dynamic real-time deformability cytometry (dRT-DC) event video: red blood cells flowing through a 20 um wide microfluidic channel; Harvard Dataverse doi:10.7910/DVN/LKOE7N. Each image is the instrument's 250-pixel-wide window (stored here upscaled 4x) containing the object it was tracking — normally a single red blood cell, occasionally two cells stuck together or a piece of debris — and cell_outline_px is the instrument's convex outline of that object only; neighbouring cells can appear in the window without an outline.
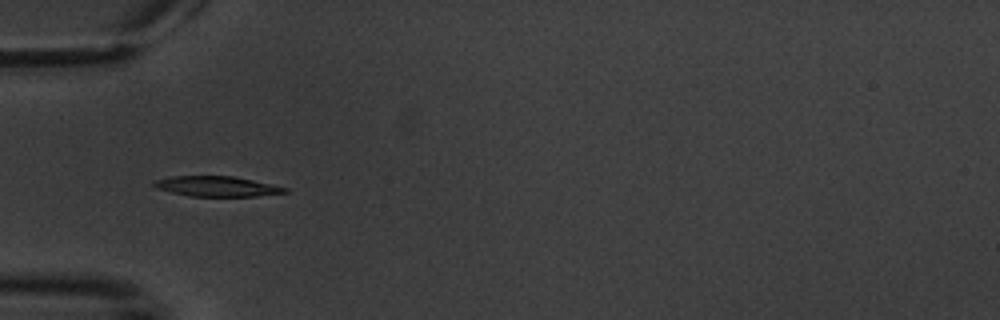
{"species": "common noctule bat (a hibernating species)", "species_latin": "Nyctalus noctula", "temperature_condition": "warm", "stored_images_in_passage": 6, "camera_frame_rate_fps": 3000, "um_per_image_px": 0.085, "animal": {"sex": "male", "body_mass_g": 20.1, "forearm_length_mm": 53.5}, "frame": {"image": 1, "passage_image": 3, "time_ms": 2.333, "image_size_px": [1000, 320], "cell_outline_px": [[288, 192], [256, 196], [188, 196], [156, 188], [152, 184], [152, 180], [172, 176], [236, 176], [288, 188]], "centroid_in_image_um": [18.4, 15.83], "position_along_channel_um": 66.6, "area_um2": 15.43}}
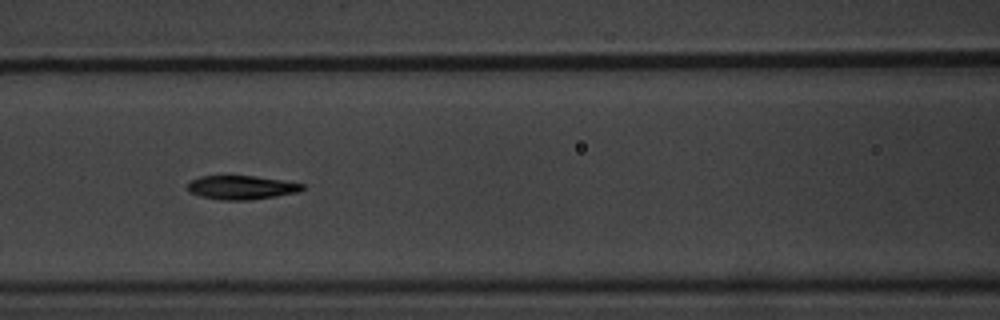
{"frame": {"image": 2, "passage_image": 5, "time_ms": 4.667, "image_size_px": [1000, 320], "cell_outline_px": [[304, 188], [296, 192], [276, 196], [248, 200], [224, 200], [200, 196], [192, 192], [188, 188], [188, 184], [192, 180], [200, 176], [256, 176], [304, 184]], "centroid_in_image_um": [20.52, 15.93], "position_along_channel_um": 146.1, "area_um2": 15.61}}
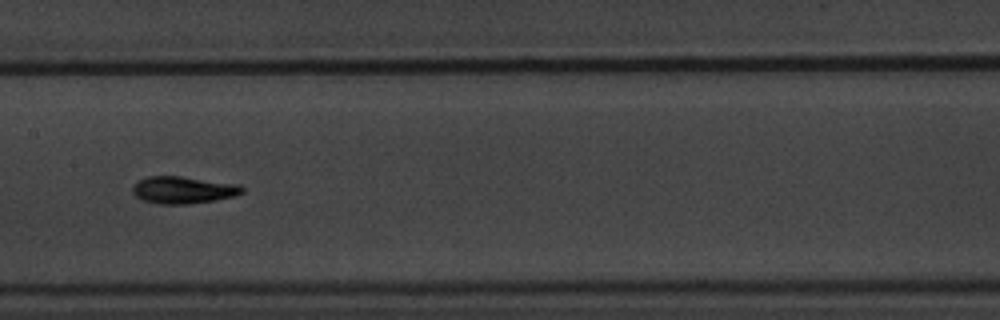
{"frame": {"image": 3, "passage_image": 6, "time_ms": 6.0, "image_size_px": [1000, 320], "cell_outline_px": [[244, 192], [236, 196], [216, 200], [188, 204], [156, 204], [140, 200], [132, 192], [132, 184], [148, 176], [180, 176], [240, 184], [244, 188]], "centroid_in_image_um": [15.57, 16.15], "position_along_channel_um": 191.8, "area_um2": 17.63}}